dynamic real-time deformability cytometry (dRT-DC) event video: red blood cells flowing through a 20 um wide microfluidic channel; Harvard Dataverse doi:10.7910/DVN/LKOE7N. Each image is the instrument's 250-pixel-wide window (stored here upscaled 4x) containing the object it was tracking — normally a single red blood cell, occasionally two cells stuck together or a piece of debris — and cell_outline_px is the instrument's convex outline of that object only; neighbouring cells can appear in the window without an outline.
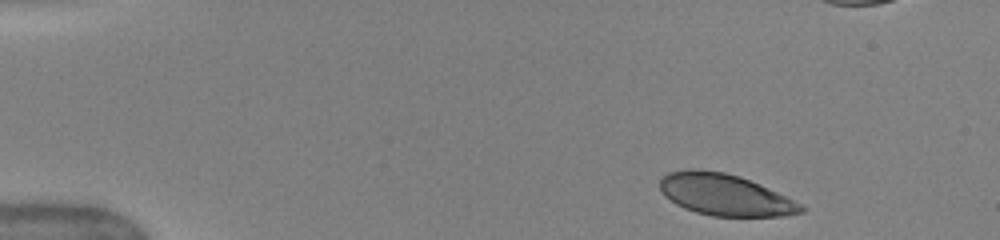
{"species": "human", "species_latin": "Homo sapiens", "temperature_condition": "warm", "stored_images_in_passage": 39, "camera_frame_rate_fps": 3000, "um_per_image_px": 0.085, "donor": {"sex": "female"}, "frame": {"image": 1, "passage_image": 1, "time_ms": 0.0, "image_size_px": [1000, 240], "cell_outline_px": [[808, 208], [804, 212], [784, 216], [712, 216], [696, 212], [684, 208], [676, 204], [664, 196], [660, 188], [660, 180], [668, 172], [688, 168], [696, 168], [724, 172], [740, 176], [760, 184]], "centroid_in_image_um": [61.6, 16.55], "position_along_channel_um": 23.4, "area_um2": 34.16}}
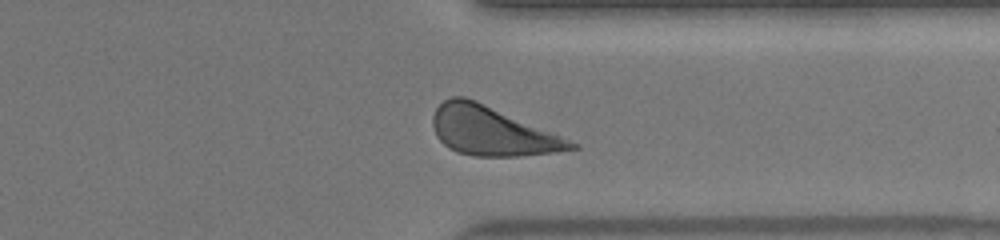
{"frame": {"image": 2, "passage_image": 34, "time_ms": 11.0, "image_size_px": [1000, 240], "cell_outline_px": [[580, 148], [552, 152], [520, 156], [472, 156], [456, 152], [448, 148], [436, 136], [432, 124], [432, 116], [436, 108], [444, 100], [452, 96], [464, 96], [476, 100], [556, 132], [580, 144]], "centroid_in_image_um": [41.85, 11.14], "position_along_channel_um": 369.6, "area_um2": 39.88}}